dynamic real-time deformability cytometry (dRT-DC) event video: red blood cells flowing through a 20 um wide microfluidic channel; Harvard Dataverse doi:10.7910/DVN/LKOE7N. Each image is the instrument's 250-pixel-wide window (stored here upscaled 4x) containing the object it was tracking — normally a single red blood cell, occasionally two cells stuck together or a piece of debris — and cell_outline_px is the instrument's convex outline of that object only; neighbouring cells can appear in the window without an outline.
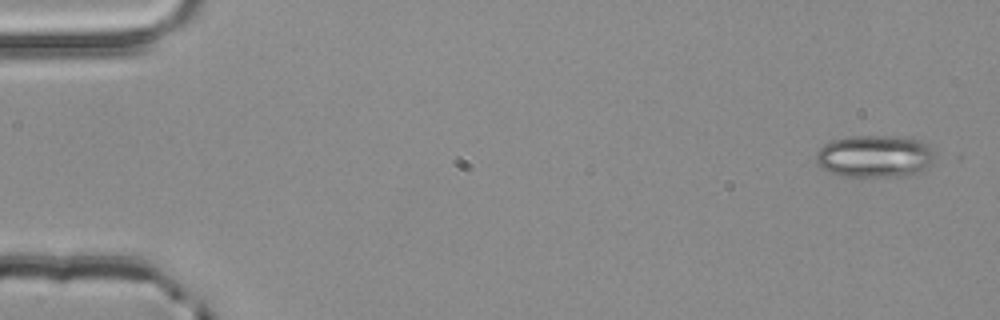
{"species": "common noctule bat (a hibernating species)", "species_latin": "Nyctalus noctula", "temperature_condition": "room temperature", "stored_images_in_passage": 4, "camera_frame_rate_fps": 3000, "um_per_image_px": 0.085, "animal": {"sex": "male", "body_mass_g": 20.4}, "frame": {"image": 1, "passage_image": 1, "time_ms": 0.0, "image_size_px": [1000, 320], "cell_outline_px": [[932, 160], [924, 168], [916, 172], [904, 176], [840, 176], [828, 172], [820, 168], [816, 164], [816, 152], [824, 144], [832, 140], [848, 136], [904, 136], [924, 140], [928, 144], [932, 152]], "centroid_in_image_um": [74.3, 13.26], "position_along_channel_um": 10.7, "area_um2": 29.42}}